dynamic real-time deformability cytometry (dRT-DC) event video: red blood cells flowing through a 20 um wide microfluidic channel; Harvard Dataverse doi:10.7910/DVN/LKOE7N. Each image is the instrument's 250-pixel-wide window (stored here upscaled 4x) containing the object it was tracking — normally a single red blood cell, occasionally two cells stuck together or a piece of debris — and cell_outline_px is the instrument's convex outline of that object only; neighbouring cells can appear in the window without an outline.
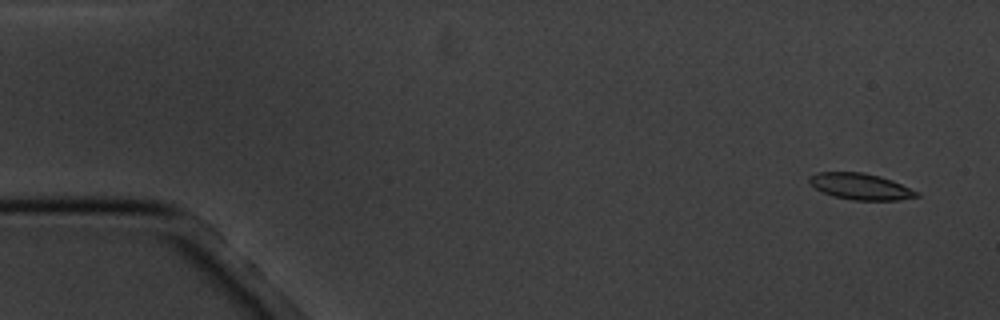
{"species": "common noctule bat (a hibernating species)", "species_latin": "Nyctalus noctula", "temperature_condition": "cold", "stored_images_in_passage": 5, "camera_frame_rate_fps": 3000, "um_per_image_px": 0.085, "animal": {"sex": "male", "body_mass_g": 20.1, "forearm_length_mm": 53.5}, "frame": {"image": 1, "passage_image": 1, "time_ms": 0.0, "image_size_px": [1000, 320], "cell_outline_px": [[920, 196], [900, 200], [852, 200], [832, 196], [816, 188], [808, 180], [808, 176], [816, 172], [864, 172], [880, 176], [892, 180], [920, 192]], "centroid_in_image_um": [73.17, 15.85], "position_along_channel_um": 11.8, "area_um2": 16.53}}